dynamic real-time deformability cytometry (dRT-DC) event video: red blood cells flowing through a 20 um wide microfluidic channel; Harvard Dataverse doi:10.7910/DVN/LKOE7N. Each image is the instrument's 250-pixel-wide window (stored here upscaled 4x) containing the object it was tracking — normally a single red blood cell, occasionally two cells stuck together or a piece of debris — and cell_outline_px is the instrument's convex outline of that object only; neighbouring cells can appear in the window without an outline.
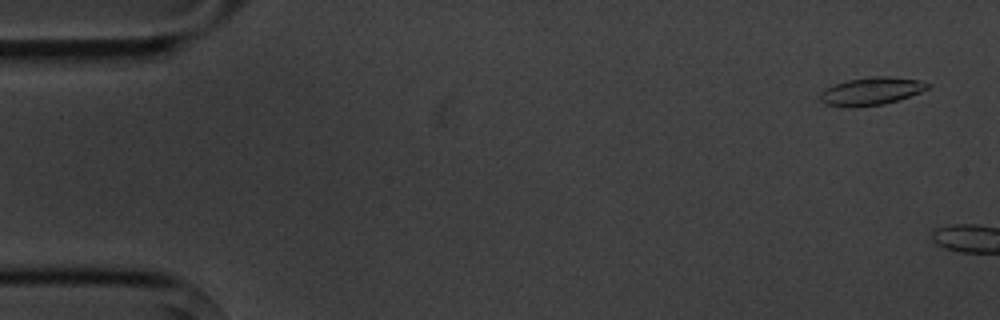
{"species": "common noctule bat (a hibernating species)", "species_latin": "Nyctalus noctula", "temperature_condition": "cold", "stored_images_in_passage": 2, "camera_frame_rate_fps": 3000, "um_per_image_px": 0.085, "animal": {"sex": "male", "body_mass_g": 20.1, "forearm_length_mm": 53.5}, "frame": {"image": 1, "passage_image": 1, "time_ms": 0.0, "image_size_px": [1000, 320], "cell_outline_px": [[932, 84], [928, 88], [920, 92], [884, 104], [856, 108], [844, 108], [824, 104], [820, 100], [820, 92], [832, 84], [848, 80], [868, 76], [888, 76], [920, 80]], "centroid_in_image_um": [74.0, 7.76], "position_along_channel_um": 11.0, "area_um2": 17.74}}